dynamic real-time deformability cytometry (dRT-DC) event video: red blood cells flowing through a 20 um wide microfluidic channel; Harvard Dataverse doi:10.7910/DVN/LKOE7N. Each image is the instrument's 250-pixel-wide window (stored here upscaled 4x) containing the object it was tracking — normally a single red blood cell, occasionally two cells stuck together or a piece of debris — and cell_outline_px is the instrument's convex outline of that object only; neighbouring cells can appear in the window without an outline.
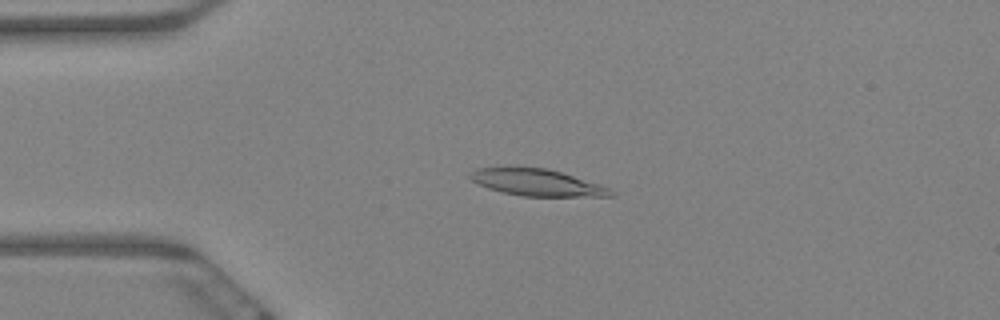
{"species": "Egyptian fruit bat (a non-hibernating species)", "species_latin": "Rousettus aegyptiacus", "temperature_condition": "warm", "stored_images_in_passage": 60, "camera_frame_rate_fps": 3000, "um_per_image_px": 0.085, "animal": {"sex": "female"}, "frame": {"image": 1, "passage_image": 14, "time_ms": 4.333, "image_size_px": [1000, 320], "cell_outline_px": [[616, 196], [524, 196], [504, 192], [488, 188], [472, 180], [468, 176], [468, 172], [476, 168], [548, 168], [600, 184], [612, 188], [616, 192]], "centroid_in_image_um": [45.7, 15.52], "position_along_channel_um": 39.3, "area_um2": 21.73}}
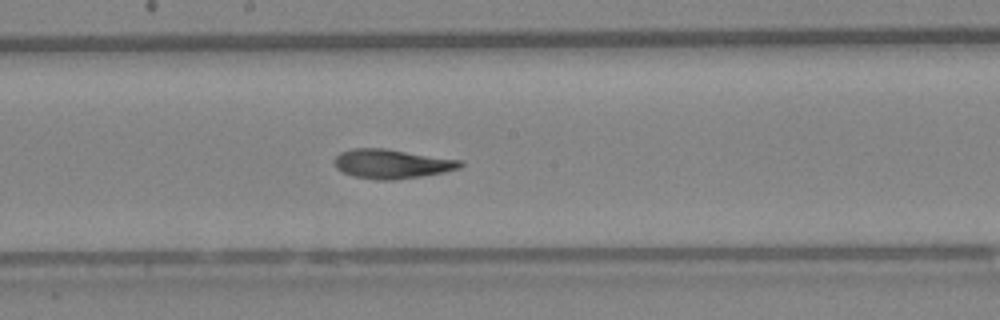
{"frame": {"image": 2, "passage_image": 32, "time_ms": 10.333, "image_size_px": [1000, 320], "cell_outline_px": [[464, 164], [460, 168], [444, 172], [396, 180], [376, 180], [352, 176], [336, 168], [332, 160], [340, 152], [352, 148], [384, 148], [464, 160]], "centroid_in_image_um": [33.3, 13.92], "position_along_channel_um": 214.9, "area_um2": 21.73}}
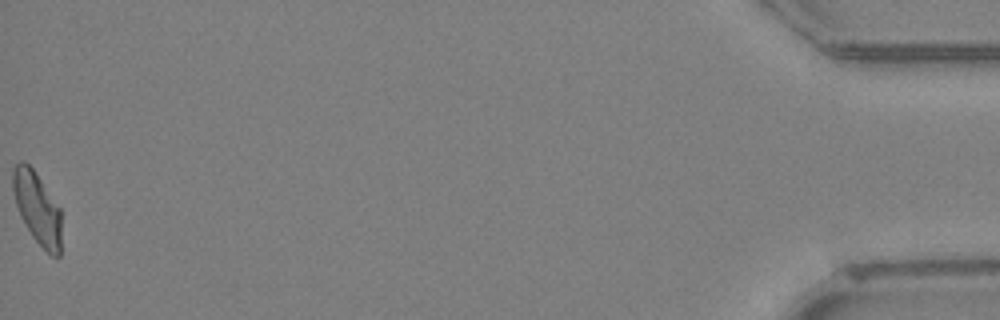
{"frame": {"image": 3, "passage_image": 60, "time_ms": 19.667, "image_size_px": [1000, 320], "cell_outline_px": [[60, 256], [52, 256], [32, 236], [20, 216], [16, 204], [12, 188], [12, 168], [20, 160], [24, 160], [32, 168], [60, 208]], "centroid_in_image_um": [3.13, 17.65], "position_along_channel_um": 432.1, "area_um2": 20.06}, "authors_computed_cell_mechanics": {"area_um2": 21.2993, "velocity_mm_per_s": 3.4187, "shape_relaxation_time_tau1_ms": null, "shape_relaxation_time_tau2_ms": 3.1477, "deformation_change_tau1": null, "deformation_change_tau2": 0.1083}}